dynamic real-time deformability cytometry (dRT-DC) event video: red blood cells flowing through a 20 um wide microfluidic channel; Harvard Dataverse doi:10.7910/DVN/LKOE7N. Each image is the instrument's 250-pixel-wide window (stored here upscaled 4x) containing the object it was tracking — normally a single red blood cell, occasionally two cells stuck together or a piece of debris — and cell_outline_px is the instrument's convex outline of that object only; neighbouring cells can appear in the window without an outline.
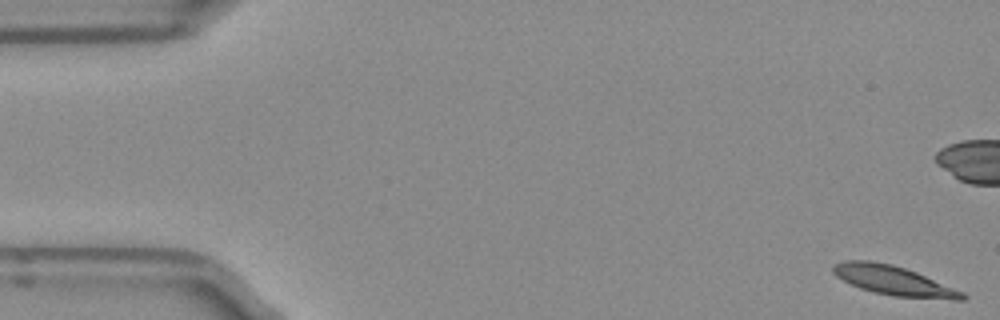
{"species": "Egyptian fruit bat (a non-hibernating species)", "species_latin": "Rousettus aegyptiacus", "temperature_condition": "room temperature", "stored_images_in_passage": 8, "camera_frame_rate_fps": 3000, "um_per_image_px": 0.085, "frame": {"image": 1, "passage_image": 1, "time_ms": 0.0, "image_size_px": [1000, 320], "cell_outline_px": [[968, 296], [964, 300], [956, 300], [892, 296], [860, 288], [836, 276], [832, 272], [832, 264], [844, 260], [868, 260], [892, 264], [916, 272], [964, 292]], "centroid_in_image_um": [75.96, 23.84], "position_along_channel_um": 9.0, "area_um2": 22.08}}